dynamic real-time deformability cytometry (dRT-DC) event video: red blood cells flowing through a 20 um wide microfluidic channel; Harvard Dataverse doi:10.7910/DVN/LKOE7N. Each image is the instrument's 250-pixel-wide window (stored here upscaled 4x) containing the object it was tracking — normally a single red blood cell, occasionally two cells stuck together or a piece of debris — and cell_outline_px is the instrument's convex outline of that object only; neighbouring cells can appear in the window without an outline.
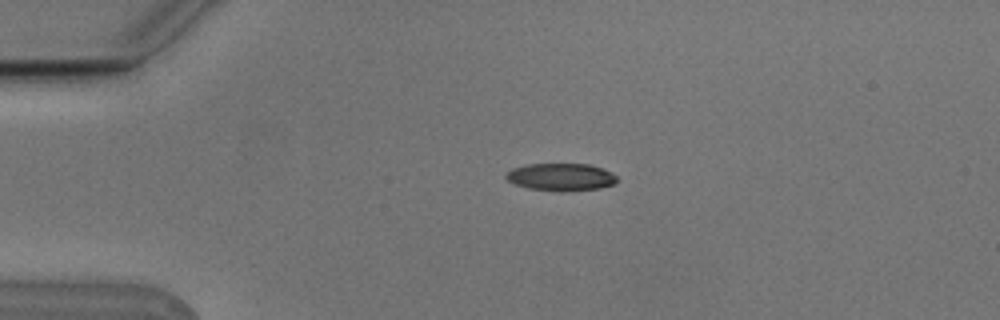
{"species": "Egyptian fruit bat (a non-hibernating species)", "species_latin": "Rousettus aegyptiacus", "temperature_condition": "cold", "stored_images_in_passage": 5, "camera_frame_rate_fps": 3000, "um_per_image_px": 0.085, "animal": {"sex": "male"}, "frame": {"image": 1, "passage_image": 3, "time_ms": 0.667, "image_size_px": [1000, 320], "cell_outline_px": [[616, 180], [612, 184], [600, 188], [528, 188], [516, 184], [508, 180], [504, 176], [512, 168], [528, 164], [588, 164], [612, 172], [616, 176]], "centroid_in_image_um": [47.65, 14.98], "position_along_channel_um": 37.4, "area_um2": 16.59}}
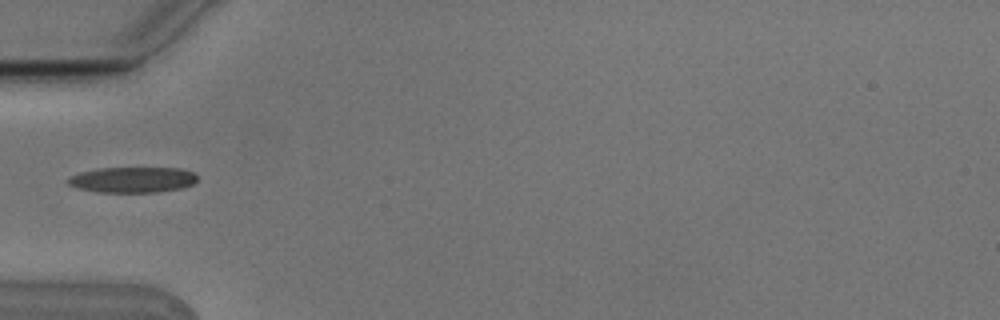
{"frame": {"image": 2, "passage_image": 4, "time_ms": 1.0, "image_size_px": [1000, 320], "cell_outline_px": [[196, 180], [192, 184], [180, 188], [156, 192], [96, 192], [76, 188], [68, 184], [68, 176], [80, 172], [100, 168], [180, 168], [196, 172]], "centroid_in_image_um": [11.24, 15.27], "position_along_channel_um": 73.8, "area_um2": 19.36}}